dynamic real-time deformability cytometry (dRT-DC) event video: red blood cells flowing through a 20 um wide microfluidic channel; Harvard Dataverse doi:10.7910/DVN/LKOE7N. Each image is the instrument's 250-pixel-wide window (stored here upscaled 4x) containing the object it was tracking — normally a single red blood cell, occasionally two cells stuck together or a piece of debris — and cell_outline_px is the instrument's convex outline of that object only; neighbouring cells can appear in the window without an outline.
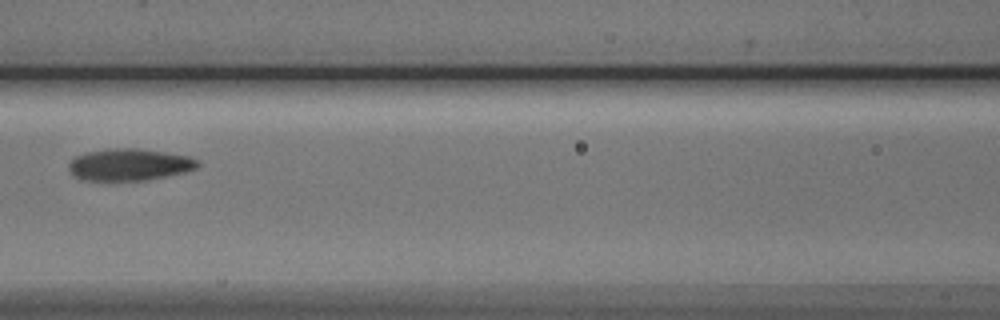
{"species": "Egyptian fruit bat (a non-hibernating species)", "species_latin": "Rousettus aegyptiacus", "temperature_condition": "cold", "stored_images_in_passage": 5, "camera_frame_rate_fps": 3000, "um_per_image_px": 0.085, "animal": {"sex": "male"}, "frame": {"image": 1, "passage_image": 5, "time_ms": 4.667, "image_size_px": [1000, 320], "cell_outline_px": [[200, 164], [196, 168], [184, 172], [144, 180], [84, 180], [72, 176], [68, 168], [68, 164], [76, 156], [88, 152], [108, 148], [136, 148], [164, 152], [188, 156], [200, 160]], "centroid_in_image_um": [10.98, 13.99], "position_along_channel_um": 155.6, "area_um2": 23.87}}